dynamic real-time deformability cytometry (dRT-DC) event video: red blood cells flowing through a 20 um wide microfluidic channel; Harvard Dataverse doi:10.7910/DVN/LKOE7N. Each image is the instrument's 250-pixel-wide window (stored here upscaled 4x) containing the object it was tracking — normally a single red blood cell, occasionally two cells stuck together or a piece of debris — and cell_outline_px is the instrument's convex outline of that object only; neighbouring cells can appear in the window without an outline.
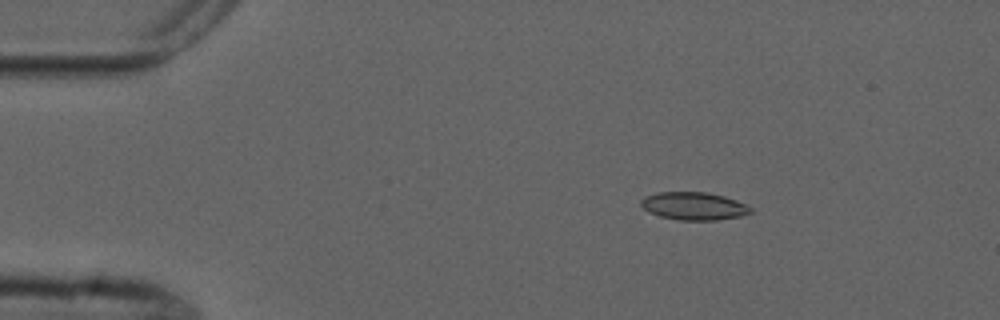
{"species": "common noctule bat (a hibernating species)", "species_latin": "Nyctalus noctula", "temperature_condition": "cold", "stored_images_in_passage": 4, "camera_frame_rate_fps": 3000, "um_per_image_px": 0.085, "animal": {"sex": "male", "forearm_length_mm": 52.5}, "frame": {"image": 1, "passage_image": 2, "time_ms": 1.333, "image_size_px": [1000, 320], "cell_outline_px": [[752, 212], [740, 216], [716, 220], [680, 220], [660, 216], [648, 212], [640, 204], [640, 200], [644, 196], [660, 192], [708, 192], [724, 196], [736, 200], [752, 208]], "centroid_in_image_um": [58.96, 17.51], "position_along_channel_um": 26.0, "area_um2": 17.74}}